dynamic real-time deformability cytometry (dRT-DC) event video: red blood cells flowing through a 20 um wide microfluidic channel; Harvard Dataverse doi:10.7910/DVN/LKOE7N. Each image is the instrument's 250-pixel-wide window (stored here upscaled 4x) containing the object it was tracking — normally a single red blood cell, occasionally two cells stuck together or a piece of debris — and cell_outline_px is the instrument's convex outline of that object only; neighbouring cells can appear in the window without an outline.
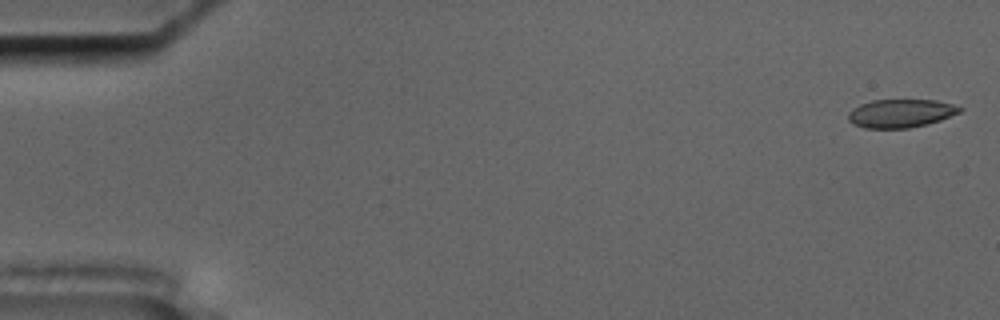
{"species": "common noctule bat (a hibernating species)", "species_latin": "Nyctalus noctula", "temperature_condition": "cold", "stored_images_in_passage": 56, "camera_frame_rate_fps": 3000, "um_per_image_px": 0.085, "animal": {"sex": "male", "body_mass_g": 17.5, "forearm_length_mm": 52.3}, "frame": {"image": 1, "passage_image": 2, "time_ms": 0.333, "image_size_px": [1000, 320], "cell_outline_px": [[964, 108], [960, 112], [940, 120], [928, 124], [908, 128], [864, 128], [852, 124], [848, 120], [848, 112], [852, 108], [860, 104], [872, 100], [936, 100], [952, 104]], "centroid_in_image_um": [76.53, 9.63], "position_along_channel_um": 8.5, "area_um2": 18.5}}
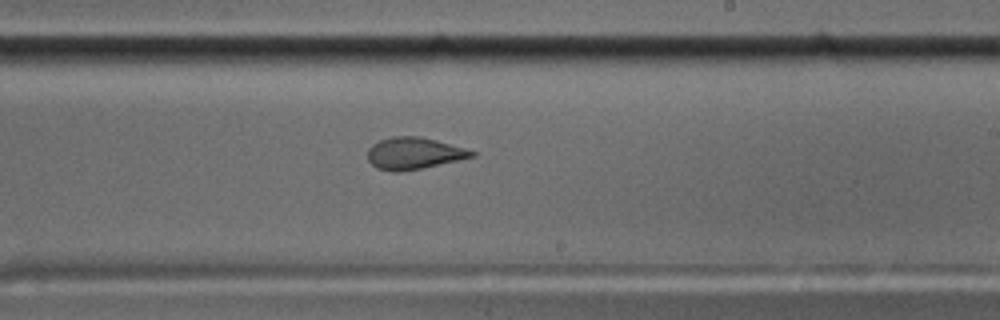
{"frame": {"image": 2, "passage_image": 34, "time_ms": 11.0, "image_size_px": [1000, 320], "cell_outline_px": [[476, 156], [420, 168], [400, 172], [392, 172], [376, 168], [368, 160], [368, 148], [372, 144], [380, 140], [392, 136], [420, 136], [436, 140], [464, 148], [476, 152]], "centroid_in_image_um": [35.14, 13.03], "position_along_channel_um": 253.9, "area_um2": 19.19}}
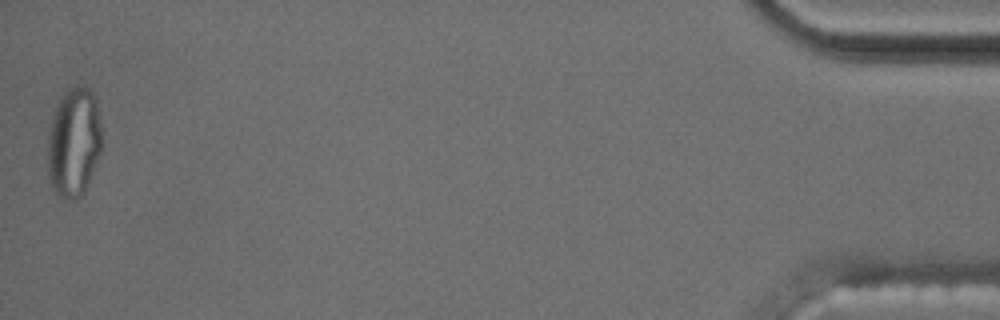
{"frame": {"image": 3, "passage_image": 56, "time_ms": 18.333, "image_size_px": [1000, 320], "cell_outline_px": [[100, 152], [84, 192], [80, 196], [72, 200], [68, 200], [60, 196], [56, 192], [52, 184], [48, 172], [48, 136], [52, 120], [56, 108], [60, 100], [76, 84], [84, 84], [96, 96], [100, 124]], "centroid_in_image_um": [6.29, 12.08], "position_along_channel_um": 428.9, "area_um2": 33.87}, "authors_computed_cell_mechanics": {"area_um2": 19.7098, "velocity_mm_per_s": 3.6284, "shape_relaxation_time_tau1_ms": null, "shape_relaxation_time_tau2_ms": 1.1784, "deformation_change_tau1": null, "deformation_change_tau2": 0.0615}}